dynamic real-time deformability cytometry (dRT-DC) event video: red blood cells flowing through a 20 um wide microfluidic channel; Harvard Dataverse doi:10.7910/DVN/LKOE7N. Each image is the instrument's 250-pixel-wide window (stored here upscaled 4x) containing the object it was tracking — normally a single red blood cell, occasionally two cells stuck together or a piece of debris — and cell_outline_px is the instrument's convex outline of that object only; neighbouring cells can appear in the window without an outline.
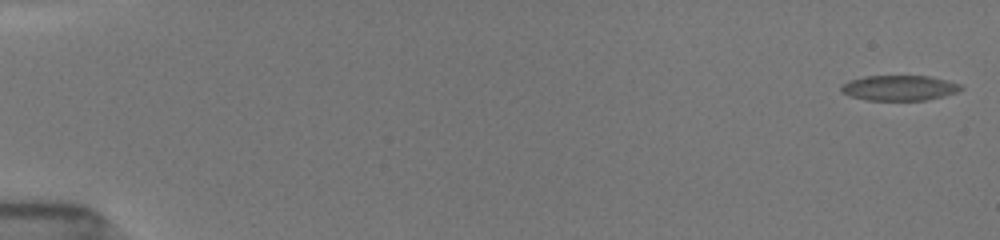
{"species": "common noctule bat (a hibernating species)", "species_latin": "Nyctalus noctula", "temperature_condition": "room temperature", "stored_images_in_passage": 57, "camera_frame_rate_fps": 3000, "um_per_image_px": 0.085, "animal": {"sex": "female", "body_mass_g": 19.5, "forearm_length_mm": 54.1}, "frame": {"image": 1, "passage_image": 1, "time_ms": 0.0, "image_size_px": [1000, 240], "cell_outline_px": [[964, 88], [956, 92], [944, 96], [924, 100], [868, 100], [852, 96], [840, 92], [840, 84], [864, 76], [928, 76], [960, 84]], "centroid_in_image_um": [76.41, 7.47], "position_along_channel_um": 8.6, "area_um2": 17.46}}
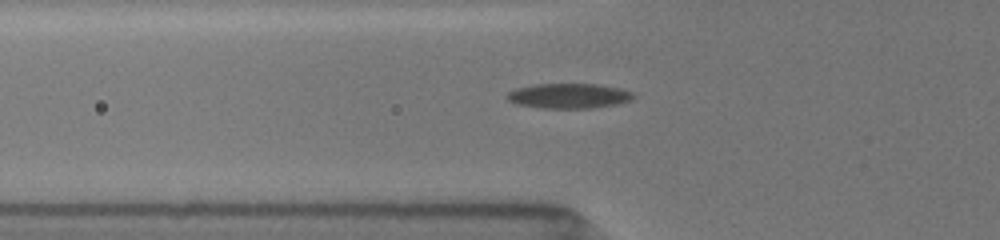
{"frame": {"image": 2, "passage_image": 21, "time_ms": 6.0, "image_size_px": [1000, 240], "cell_outline_px": [[636, 96], [632, 100], [616, 104], [592, 108], [544, 108], [516, 104], [508, 100], [504, 96], [508, 92], [516, 88], [536, 84], [596, 84], [620, 88], [632, 92]], "centroid_in_image_um": [48.34, 8.15], "position_along_channel_um": 77.5, "area_um2": 18.44}}
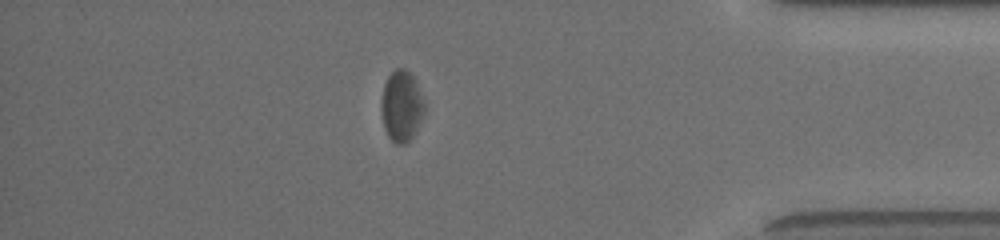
{"frame": {"image": 3, "passage_image": 51, "time_ms": 15.0, "image_size_px": [1000, 240], "cell_outline_px": [[424, 112], [416, 132], [404, 144], [396, 144], [388, 136], [384, 128], [380, 108], [380, 104], [384, 84], [388, 76], [396, 68], [404, 68], [416, 80], [424, 104]], "centroid_in_image_um": [34.11, 9.02], "position_along_channel_um": 401.1, "area_um2": 17.8}, "authors_computed_cell_mechanics": {"area_um2": 18.4382, "velocity_mm_per_s": 3.9147, "shape_relaxation_time_tau1_ms": 1.717, "shape_relaxation_time_tau2_ms": 4.6636, "deformation_change_tau1": 0.0778, "deformation_change_tau2": 0.0953}}